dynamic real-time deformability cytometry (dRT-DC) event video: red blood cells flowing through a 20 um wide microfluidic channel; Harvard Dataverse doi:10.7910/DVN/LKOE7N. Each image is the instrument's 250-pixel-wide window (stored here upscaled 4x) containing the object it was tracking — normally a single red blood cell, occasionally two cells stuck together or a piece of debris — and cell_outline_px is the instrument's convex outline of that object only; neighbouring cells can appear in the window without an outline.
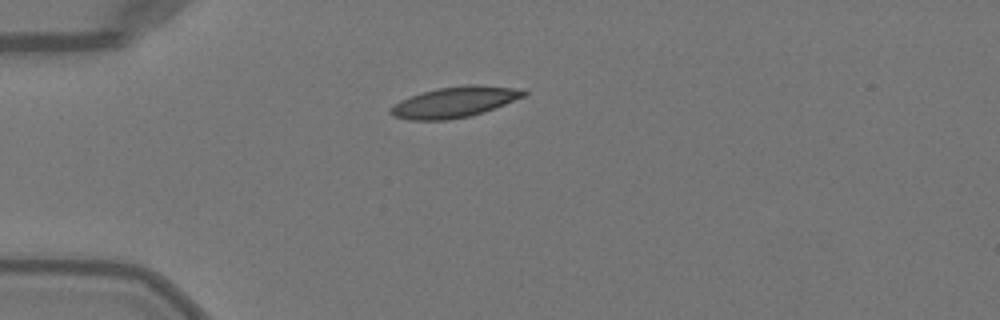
{"species": "Egyptian fruit bat (a non-hibernating species)", "species_latin": "Rousettus aegyptiacus", "temperature_condition": "warm", "stored_images_in_passage": 28, "camera_frame_rate_fps": 3000, "um_per_image_px": 0.085, "animal": {"sex": "female"}, "frame": {"image": 1, "passage_image": 1, "time_ms": 0.0, "image_size_px": [1000, 320], "cell_outline_px": [[528, 92], [524, 96], [484, 112], [472, 116], [448, 120], [408, 120], [392, 116], [388, 112], [388, 108], [400, 100], [436, 88], [468, 84], [476, 84], [524, 88]], "centroid_in_image_um": [38.64, 8.67], "position_along_channel_um": 46.4, "area_um2": 24.1}}
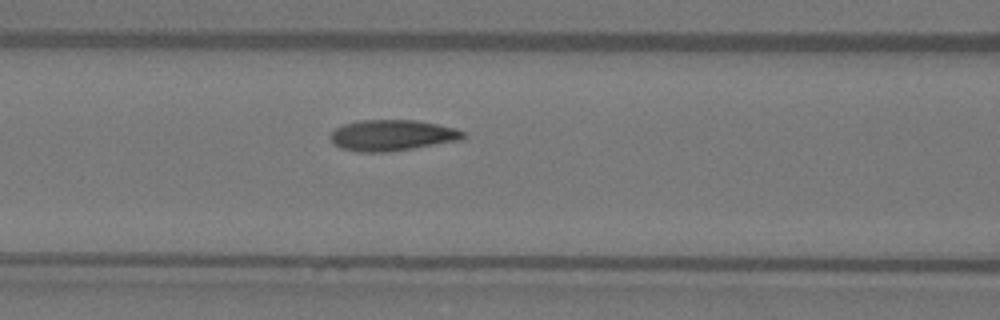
{"frame": {"image": 2, "passage_image": 9, "time_ms": 2.667, "image_size_px": [1000, 320], "cell_outline_px": [[468, 136], [464, 140], [388, 152], [360, 152], [340, 148], [332, 144], [328, 136], [336, 128], [344, 124], [360, 120], [416, 120], [456, 128], [464, 132]], "centroid_in_image_um": [33.34, 11.51], "position_along_channel_um": 133.3, "area_um2": 24.28}}
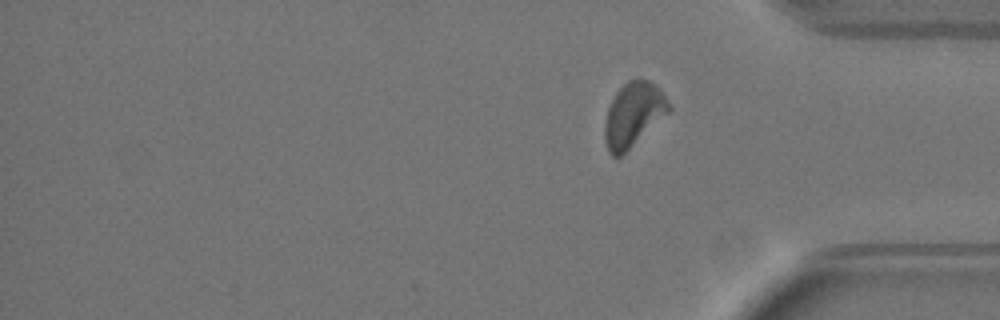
{"frame": {"image": 3, "passage_image": 28, "time_ms": 9.0, "image_size_px": [1000, 320], "cell_outline_px": [[672, 108], [668, 112], [620, 156], [612, 156], [608, 152], [604, 140], [604, 124], [608, 108], [616, 92], [628, 80], [648, 80], [656, 84]], "centroid_in_image_um": [53.8, 9.73], "position_along_channel_um": 381.4, "area_um2": 23.35}, "authors_computed_cell_mechanics": {"area_um2": 23.9003, "velocity_mm_per_s": 4.0314, "shape_relaxation_time_tau1_ms": 4.3564, "shape_relaxation_time_tau2_ms": 1.3821, "deformation_change_tau1": 0.1661, "deformation_change_tau2": 0.0485}}